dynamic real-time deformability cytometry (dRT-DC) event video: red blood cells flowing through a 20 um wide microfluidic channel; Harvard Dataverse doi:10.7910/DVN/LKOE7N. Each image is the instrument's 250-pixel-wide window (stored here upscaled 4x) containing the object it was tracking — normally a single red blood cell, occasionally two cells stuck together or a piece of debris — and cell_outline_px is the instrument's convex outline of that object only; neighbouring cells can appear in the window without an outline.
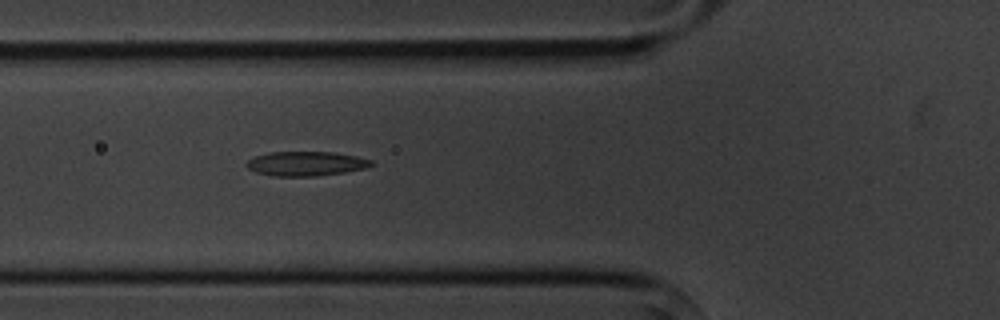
{"species": "common noctule bat (a hibernating species)", "species_latin": "Nyctalus noctula", "temperature_condition": "cold", "stored_images_in_passage": 3, "camera_frame_rate_fps": 3000, "um_per_image_px": 0.085, "animal": {"sex": "male", "body_mass_g": 20.1, "forearm_length_mm": 53.5}, "frame": {"image": 1, "passage_image": 3, "time_ms": 2.0, "image_size_px": [1000, 320], "cell_outline_px": [[372, 164], [368, 168], [344, 172], [316, 176], [272, 176], [256, 172], [248, 168], [244, 164], [248, 160], [256, 156], [268, 152], [332, 152], [356, 156], [372, 160]], "centroid_in_image_um": [25.99, 13.91], "position_along_channel_um": 99.8, "area_um2": 17.74}}